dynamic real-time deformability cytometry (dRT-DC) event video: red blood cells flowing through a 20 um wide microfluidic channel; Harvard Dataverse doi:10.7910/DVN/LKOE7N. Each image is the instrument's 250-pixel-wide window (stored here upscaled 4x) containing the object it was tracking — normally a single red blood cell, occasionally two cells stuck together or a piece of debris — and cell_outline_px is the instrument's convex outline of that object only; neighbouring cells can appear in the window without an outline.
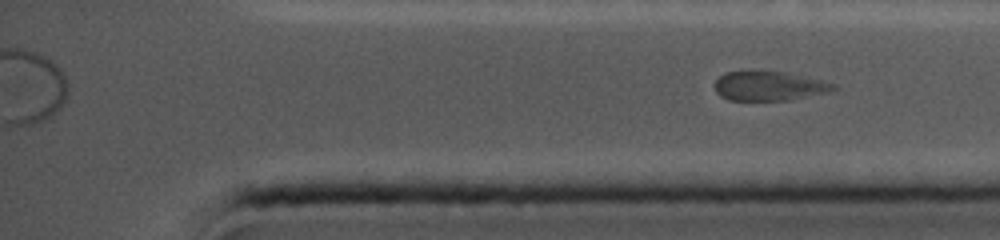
{"species": "common noctule bat (a hibernating species)", "species_latin": "Nyctalus noctula", "temperature_condition": "cold", "stored_images_in_passage": 24, "segment_of_instrument_passage": [2, 2], "camera_frame_rate_fps": 5000, "um_per_image_px": 0.085, "animal": {"sex": "female", "body_mass_g": 19.0, "forearm_length_mm": 56.7}, "frame": {"image": 1, "passage_image": 24, "time_ms": 11.4, "image_size_px": [1000, 240], "cell_outline_px": [[836, 88], [828, 92], [788, 100], [728, 100], [720, 96], [716, 92], [716, 80], [724, 72], [744, 68], [788, 72], [820, 80], [832, 84]], "centroid_in_image_um": [65.27, 7.26], "position_along_channel_um": 369.9, "area_um2": 20.75}}